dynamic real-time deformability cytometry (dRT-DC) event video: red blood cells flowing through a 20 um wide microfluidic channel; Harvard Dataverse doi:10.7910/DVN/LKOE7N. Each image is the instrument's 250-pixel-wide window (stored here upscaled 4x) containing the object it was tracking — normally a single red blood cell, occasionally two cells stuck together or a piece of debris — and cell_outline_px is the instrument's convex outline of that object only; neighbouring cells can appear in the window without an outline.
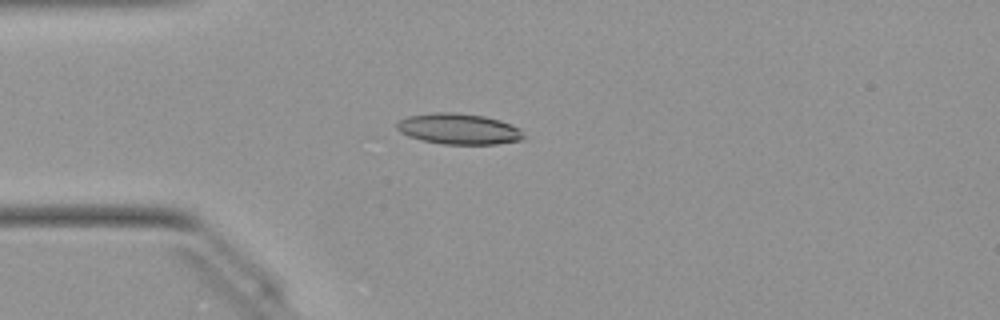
{"species": "Egyptian fruit bat (a non-hibernating species)", "species_latin": "Rousettus aegyptiacus", "temperature_condition": "warm", "stored_images_in_passage": 41, "camera_frame_rate_fps": 3000, "um_per_image_px": 0.085, "animal": {"sex": "female"}, "frame": {"image": 1, "passage_image": 4, "time_ms": 1.0, "image_size_px": [1000, 320], "cell_outline_px": [[524, 140], [496, 144], [444, 144], [420, 140], [408, 136], [400, 132], [396, 128], [396, 124], [400, 120], [408, 116], [436, 112], [452, 112], [484, 116], [500, 120], [520, 128], [524, 136]], "centroid_in_image_um": [39.0, 10.96], "position_along_channel_um": 46.0, "area_um2": 22.83}}
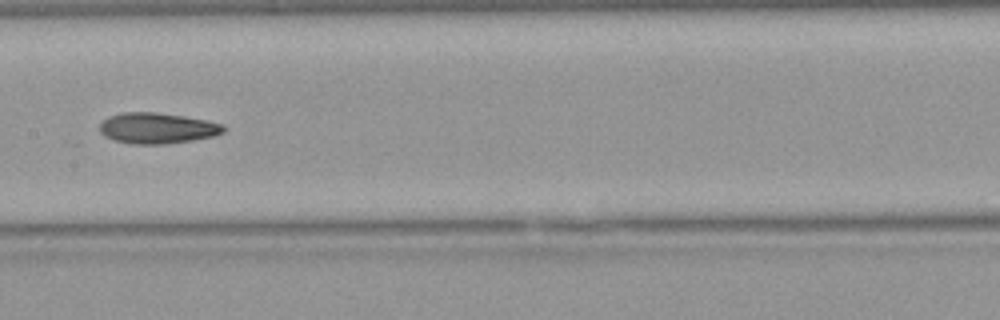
{"frame": {"image": 2, "passage_image": 16, "time_ms": 5.0, "image_size_px": [1000, 320], "cell_outline_px": [[228, 128], [224, 132], [216, 136], [192, 140], [164, 144], [132, 144], [116, 140], [104, 136], [100, 132], [100, 124], [108, 116], [120, 112], [156, 112], [184, 116], [208, 120], [224, 124]], "centroid_in_image_um": [13.41, 10.88], "position_along_channel_um": 194.0, "area_um2": 22.48}}
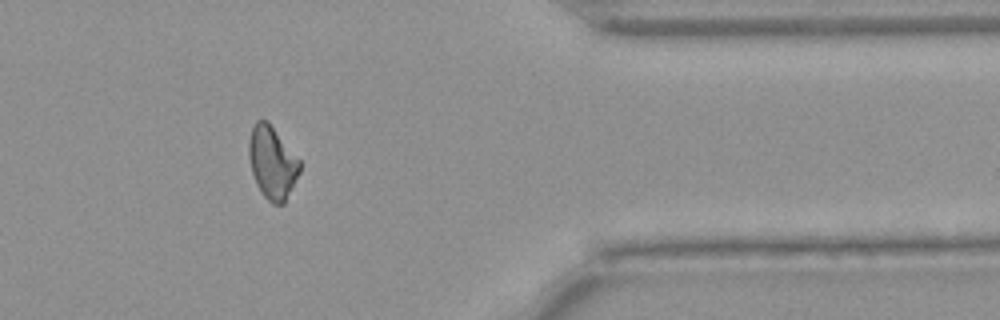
{"frame": {"image": 3, "passage_image": 32, "time_ms": 10.333, "image_size_px": [1000, 320], "cell_outline_px": [[300, 172], [284, 204], [272, 204], [264, 196], [256, 184], [252, 172], [248, 156], [248, 140], [252, 128], [256, 120], [268, 120], [300, 160]], "centroid_in_image_um": [23.13, 13.81], "position_along_channel_um": 388.3, "area_um2": 21.62}}